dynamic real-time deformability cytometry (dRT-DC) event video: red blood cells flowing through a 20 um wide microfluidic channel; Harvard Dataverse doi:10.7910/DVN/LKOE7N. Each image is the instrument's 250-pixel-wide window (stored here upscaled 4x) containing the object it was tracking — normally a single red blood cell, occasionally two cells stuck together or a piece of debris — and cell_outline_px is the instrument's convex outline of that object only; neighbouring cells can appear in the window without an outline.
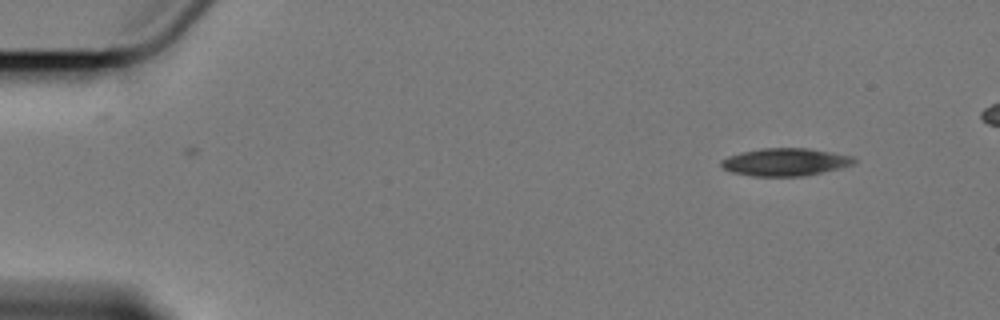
{"species": "Egyptian fruit bat (a non-hibernating species)", "species_latin": "Rousettus aegyptiacus", "temperature_condition": "cold", "stored_images_in_passage": 14, "camera_frame_rate_fps": 3000, "um_per_image_px": 0.085, "animal": {"sex": "female"}, "frame": {"image": 1, "passage_image": 1, "time_ms": 0.0, "image_size_px": [1000, 320], "cell_outline_px": [[856, 164], [840, 168], [804, 176], [752, 176], [732, 172], [724, 168], [720, 164], [720, 160], [728, 156], [760, 148], [808, 148], [852, 156], [856, 160]], "centroid_in_image_um": [66.76, 13.77], "position_along_channel_um": 18.2, "area_um2": 21.33}}
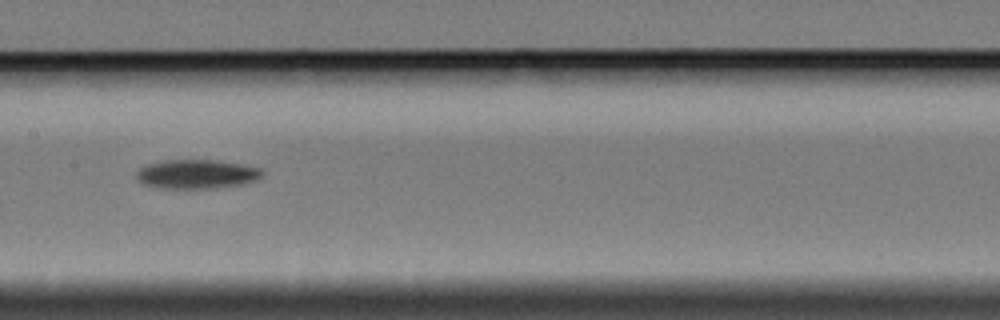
{"frame": {"image": 2, "passage_image": 7, "time_ms": 8.0, "image_size_px": [1000, 320], "cell_outline_px": [[264, 172], [256, 180], [244, 184], [220, 188], [156, 188], [144, 184], [136, 176], [136, 172], [140, 168], [148, 164], [164, 160], [216, 160], [248, 164], [260, 168]], "centroid_in_image_um": [16.77, 14.8], "position_along_channel_um": 190.6, "area_um2": 21.56}}
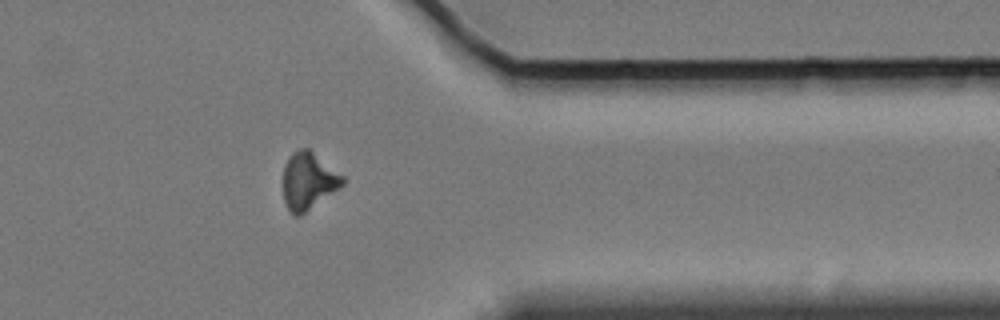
{"frame": {"image": 3, "passage_image": 12, "time_ms": 14.0, "image_size_px": [1000, 320], "cell_outline_px": [[344, 184], [340, 188], [300, 216], [296, 216], [288, 208], [284, 200], [284, 164], [288, 156], [292, 152], [300, 148], [308, 148], [344, 176]], "centroid_in_image_um": [26.22, 15.36], "position_along_channel_um": 385.2, "area_um2": 19.71}, "authors_computed_cell_mechanics": {"area_um2": 21.4149, "velocity_mm_per_s": 3.3966, "shape_relaxation_time_tau1_ms": 2.138, "shape_relaxation_time_tau2_ms": null, "deformation_change_tau1": 0.0569, "deformation_change_tau2": null}}